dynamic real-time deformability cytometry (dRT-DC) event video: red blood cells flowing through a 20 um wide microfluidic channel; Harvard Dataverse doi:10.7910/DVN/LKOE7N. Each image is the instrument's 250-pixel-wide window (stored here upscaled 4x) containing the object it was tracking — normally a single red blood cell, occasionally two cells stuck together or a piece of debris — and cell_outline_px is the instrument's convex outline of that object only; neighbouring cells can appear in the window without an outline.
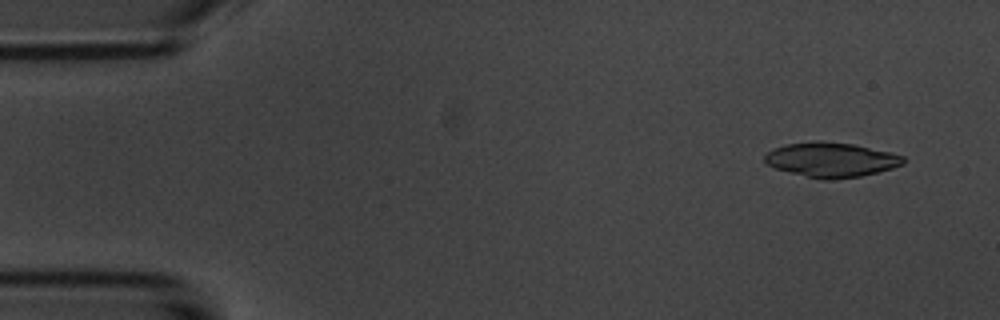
{"species": "common noctule bat (a hibernating species)", "species_latin": "Nyctalus noctula", "temperature_condition": "room temperature", "stored_images_in_passage": 5, "camera_frame_rate_fps": 3000, "um_per_image_px": 0.085, "animal": {"sex": "male", "body_mass_g": 20.1, "forearm_length_mm": 53.5}, "frame": {"image": 1, "passage_image": 2, "time_ms": 1.0, "image_size_px": [1000, 320], "cell_outline_px": [[904, 164], [892, 168], [860, 176], [832, 180], [820, 180], [788, 172], [764, 164], [764, 156], [772, 148], [784, 144], [816, 140], [820, 140], [852, 144], [888, 152], [904, 156]], "centroid_in_image_um": [70.58, 13.58], "position_along_channel_um": 14.4, "area_um2": 28.15}}